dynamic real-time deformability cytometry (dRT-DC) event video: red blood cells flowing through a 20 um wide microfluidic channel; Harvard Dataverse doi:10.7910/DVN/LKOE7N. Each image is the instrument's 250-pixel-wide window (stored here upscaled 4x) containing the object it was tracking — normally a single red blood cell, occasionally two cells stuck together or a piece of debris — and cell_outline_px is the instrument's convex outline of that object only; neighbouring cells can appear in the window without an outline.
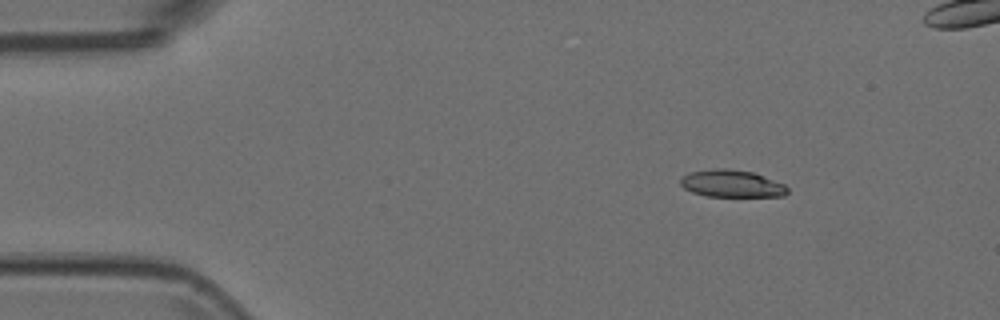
{"species": "Egyptian fruit bat (a non-hibernating species)", "species_latin": "Rousettus aegyptiacus", "temperature_condition": "room temperature", "stored_images_in_passage": 48, "camera_frame_rate_fps": 3000, "um_per_image_px": 0.085, "animal": {"sex": "female"}, "frame": {"image": 1, "passage_image": 1, "time_ms": 0.0, "image_size_px": [1000, 320], "cell_outline_px": [[788, 192], [784, 196], [704, 196], [692, 192], [684, 188], [680, 184], [680, 180], [688, 172], [716, 168], [724, 168], [756, 172], [784, 184], [788, 188]], "centroid_in_image_um": [62.2, 15.6], "position_along_channel_um": 22.8, "area_um2": 17.11}}
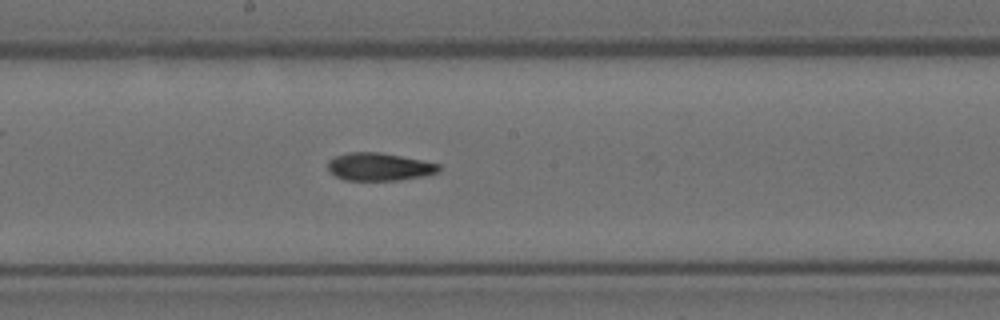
{"frame": {"image": 2, "passage_image": 22, "time_ms": 7.0, "image_size_px": [1000, 320], "cell_outline_px": [[440, 172], [424, 176], [400, 180], [344, 180], [336, 176], [328, 168], [328, 160], [336, 156], [348, 152], [380, 152], [440, 164]], "centroid_in_image_um": [32.25, 14.18], "position_along_channel_um": 216.0, "area_um2": 17.92}}
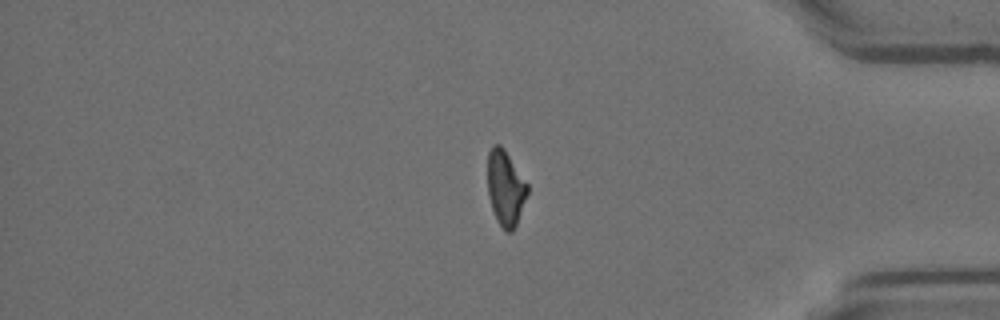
{"frame": {"image": 3, "passage_image": 38, "time_ms": 12.333, "image_size_px": [1000, 320], "cell_outline_px": [[528, 192], [516, 224], [512, 232], [504, 232], [496, 220], [492, 208], [488, 192], [488, 152], [492, 144], [500, 144], [504, 148], [528, 184]], "centroid_in_image_um": [42.96, 15.97], "position_along_channel_um": 392.2, "area_um2": 17.46}}